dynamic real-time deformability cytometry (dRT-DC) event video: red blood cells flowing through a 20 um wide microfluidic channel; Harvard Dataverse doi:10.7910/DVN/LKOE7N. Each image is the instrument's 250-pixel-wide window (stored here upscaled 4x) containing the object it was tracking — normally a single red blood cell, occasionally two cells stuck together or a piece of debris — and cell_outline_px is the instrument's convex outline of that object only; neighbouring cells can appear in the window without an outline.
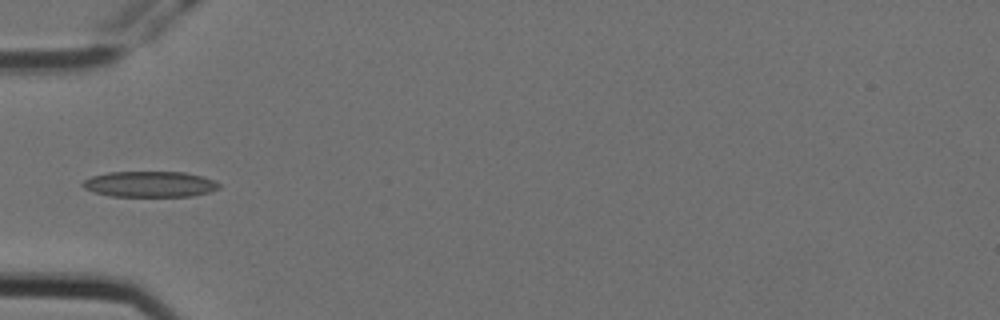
{"species": "Egyptian fruit bat (a non-hibernating species)", "species_latin": "Rousettus aegyptiacus", "temperature_condition": "cold", "stored_images_in_passage": 3, "camera_frame_rate_fps": 3000, "um_per_image_px": 0.085, "animal": {"sex": "female"}, "frame": {"image": 1, "passage_image": 3, "time_ms": 0.667, "image_size_px": [1000, 320], "cell_outline_px": [[220, 188], [208, 192], [192, 196], [112, 196], [92, 192], [84, 188], [80, 184], [84, 180], [92, 176], [108, 172], [184, 172], [204, 176], [220, 184]], "centroid_in_image_um": [12.72, 15.65], "position_along_channel_um": 72.3, "area_um2": 20.52}}